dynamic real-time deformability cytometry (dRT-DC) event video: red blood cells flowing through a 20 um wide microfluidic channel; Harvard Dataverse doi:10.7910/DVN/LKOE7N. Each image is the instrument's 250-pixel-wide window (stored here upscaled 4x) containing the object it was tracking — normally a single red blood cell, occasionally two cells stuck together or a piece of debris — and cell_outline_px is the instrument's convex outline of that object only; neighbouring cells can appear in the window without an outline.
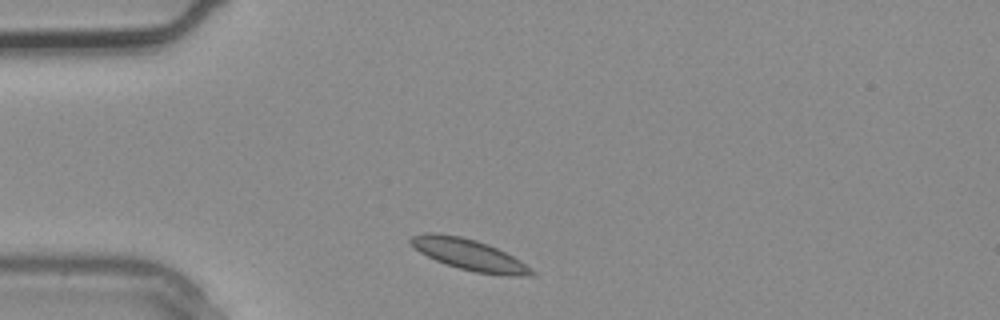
{"species": "common noctule bat (a hibernating species)", "species_latin": "Nyctalus noctula", "temperature_condition": "warm", "stored_images_in_passage": 2, "segment_of_instrument_passage": [1, 2], "camera_frame_rate_fps": 3000, "um_per_image_px": 0.085, "animal": {"sex": "male", "body_mass_g": 20.4}, "frame": {"image": 1, "passage_image": 1, "time_ms": 0.0, "image_size_px": [1000, 320], "cell_outline_px": [[536, 272], [532, 276], [508, 276], [476, 272], [444, 264], [420, 252], [408, 240], [412, 236], [424, 232], [436, 232], [460, 236], [476, 240], [488, 244], [520, 260], [532, 268]], "centroid_in_image_um": [39.89, 21.64], "position_along_channel_um": 45.1, "area_um2": 21.85}}